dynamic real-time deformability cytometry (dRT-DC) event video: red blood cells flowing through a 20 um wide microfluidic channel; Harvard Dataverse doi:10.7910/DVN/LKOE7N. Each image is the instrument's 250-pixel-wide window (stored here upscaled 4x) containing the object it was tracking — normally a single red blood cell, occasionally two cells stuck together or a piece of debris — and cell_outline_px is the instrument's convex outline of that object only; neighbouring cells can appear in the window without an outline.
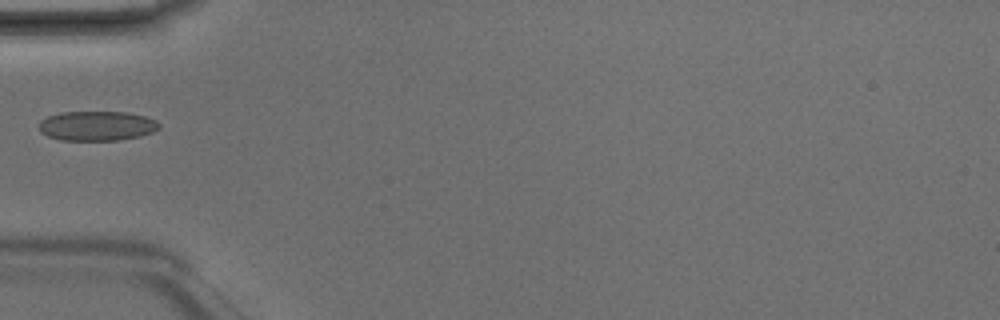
{"species": "Egyptian fruit bat (a non-hibernating species)", "species_latin": "Rousettus aegyptiacus", "temperature_condition": "room temperature", "stored_images_in_passage": 4, "camera_frame_rate_fps": 3000, "um_per_image_px": 0.085, "animal": {"sex": "male"}, "frame": {"image": 1, "passage_image": 4, "time_ms": 1.0, "image_size_px": [1000, 320], "cell_outline_px": [[160, 128], [152, 132], [140, 136], [120, 140], [60, 140], [48, 136], [40, 132], [36, 124], [40, 120], [48, 116], [60, 112], [124, 112], [144, 116], [156, 120], [160, 124]], "centroid_in_image_um": [8.19, 10.7], "position_along_channel_um": 76.8, "area_um2": 20.92}}